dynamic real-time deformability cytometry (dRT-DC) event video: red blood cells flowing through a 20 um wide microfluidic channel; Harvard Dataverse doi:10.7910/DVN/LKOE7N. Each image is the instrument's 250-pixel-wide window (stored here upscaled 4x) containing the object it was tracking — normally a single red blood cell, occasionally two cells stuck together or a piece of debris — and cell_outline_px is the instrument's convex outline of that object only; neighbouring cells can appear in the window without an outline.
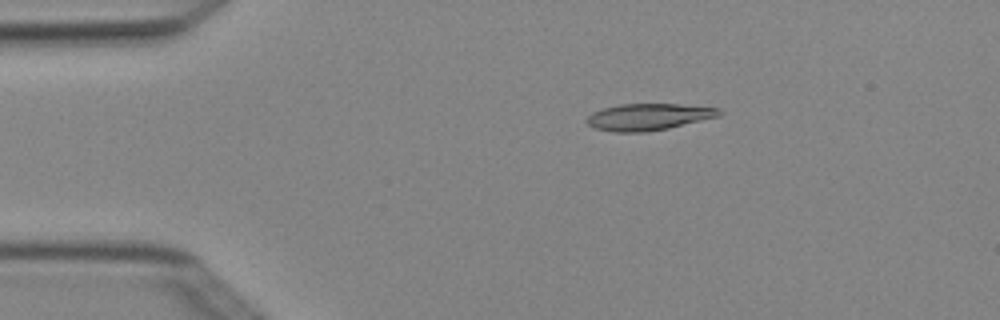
{"species": "Egyptian fruit bat (a non-hibernating species)", "species_latin": "Rousettus aegyptiacus", "temperature_condition": "cold", "stored_images_in_passage": 6, "camera_frame_rate_fps": 3000, "um_per_image_px": 0.085, "animal": {"sex": "female"}, "frame": {"image": 1, "passage_image": 3, "time_ms": 0.667, "image_size_px": [1000, 320], "cell_outline_px": [[720, 116], [668, 128], [644, 132], [616, 132], [596, 128], [588, 124], [584, 120], [592, 112], [604, 108], [620, 104], [680, 104], [720, 108]], "centroid_in_image_um": [55.11, 9.93], "position_along_channel_um": 29.9, "area_um2": 20.46}}
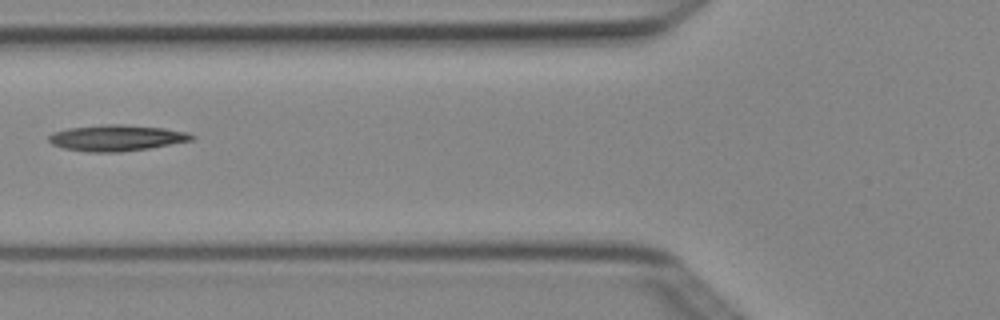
{"frame": {"image": 2, "passage_image": 5, "time_ms": 1.333, "image_size_px": [1000, 320], "cell_outline_px": [[196, 136], [192, 140], [148, 148], [120, 152], [88, 152], [64, 148], [52, 144], [48, 140], [48, 136], [52, 132], [68, 128], [100, 124], [124, 124], [164, 128], [188, 132]], "centroid_in_image_um": [9.88, 11.71], "position_along_channel_um": 115.9, "area_um2": 21.79}}
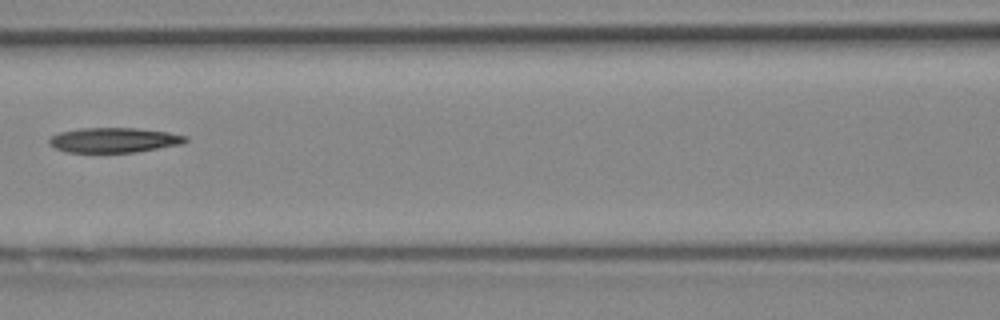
{"frame": {"image": 3, "passage_image": 6, "time_ms": 1.667, "image_size_px": [1000, 320], "cell_outline_px": [[188, 140], [180, 144], [136, 152], [64, 152], [48, 144], [48, 140], [52, 136], [60, 132], [80, 128], [136, 128], [168, 132], [188, 136]], "centroid_in_image_um": [9.67, 11.9], "position_along_channel_um": 156.9, "area_um2": 19.71}}